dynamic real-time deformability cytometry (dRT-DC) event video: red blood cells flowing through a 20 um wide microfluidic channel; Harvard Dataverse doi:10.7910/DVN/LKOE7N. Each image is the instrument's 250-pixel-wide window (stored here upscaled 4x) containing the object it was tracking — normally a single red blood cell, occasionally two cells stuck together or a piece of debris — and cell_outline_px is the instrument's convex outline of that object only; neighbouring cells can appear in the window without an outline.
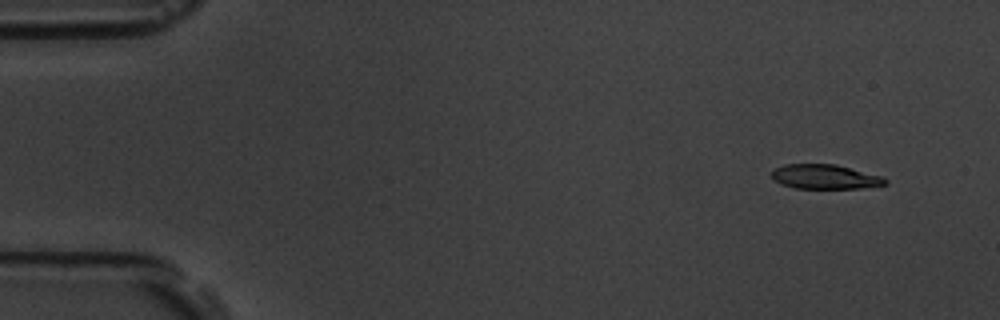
{"species": "common noctule bat (a hibernating species)", "species_latin": "Nyctalus noctula", "temperature_condition": "room temperature", "stored_images_in_passage": 5, "camera_frame_rate_fps": 3000, "um_per_image_px": 0.085, "animal": {"sex": "male", "body_mass_g": 19.5, "forearm_length_mm": 54.6}, "frame": {"image": 1, "passage_image": 1, "time_ms": 0.0, "image_size_px": [1000, 320], "cell_outline_px": [[888, 184], [860, 188], [796, 188], [780, 184], [772, 180], [772, 172], [776, 168], [784, 164], [836, 164], [880, 176], [888, 180]], "centroid_in_image_um": [70.1, 15.02], "position_along_channel_um": 14.9, "area_um2": 16.13}}
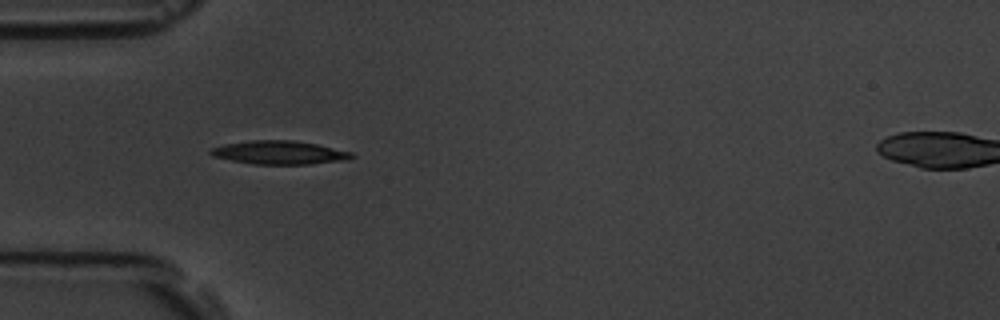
{"frame": {"image": 2, "passage_image": 4, "time_ms": 4.333, "image_size_px": [1000, 320], "cell_outline_px": [[356, 156], [344, 160], [308, 164], [252, 164], [212, 156], [208, 152], [212, 148], [224, 144], [248, 140], [296, 140], [316, 144], [352, 152]], "centroid_in_image_um": [23.73, 12.96], "position_along_channel_um": 61.3, "area_um2": 19.25}}
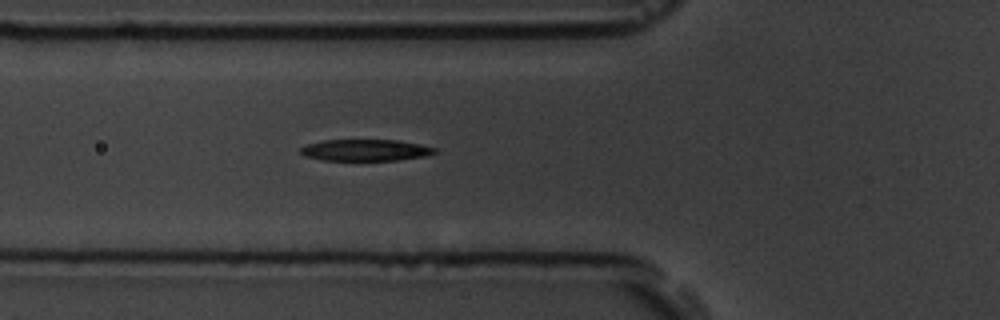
{"frame": {"image": 3, "passage_image": 5, "time_ms": 5.333, "image_size_px": [1000, 320], "cell_outline_px": [[436, 152], [428, 156], [396, 160], [320, 160], [304, 156], [300, 152], [300, 148], [308, 144], [324, 140], [400, 140], [420, 144], [436, 148]], "centroid_in_image_um": [31.08, 12.76], "position_along_channel_um": 94.7, "area_um2": 16.88}}